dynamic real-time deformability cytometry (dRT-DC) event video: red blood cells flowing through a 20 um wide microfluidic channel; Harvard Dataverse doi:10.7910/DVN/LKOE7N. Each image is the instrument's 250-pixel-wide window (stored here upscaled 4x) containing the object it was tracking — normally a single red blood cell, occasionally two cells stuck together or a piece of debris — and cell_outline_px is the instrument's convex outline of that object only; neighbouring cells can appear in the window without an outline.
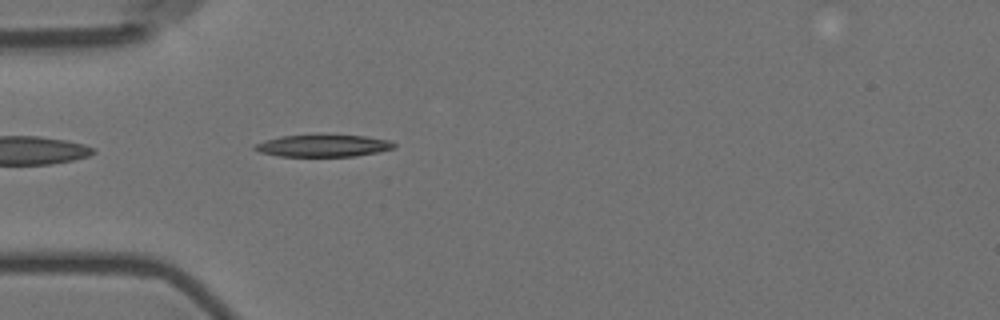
{"species": "Egyptian fruit bat (a non-hibernating species)", "species_latin": "Rousettus aegyptiacus", "temperature_condition": "room temperature", "stored_images_in_passage": 4, "camera_frame_rate_fps": 3000, "um_per_image_px": 0.085, "animal": {"sex": "female"}, "frame": {"image": 1, "passage_image": 4, "time_ms": 1.0, "image_size_px": [1000, 320], "cell_outline_px": [[396, 148], [356, 156], [280, 156], [260, 152], [252, 148], [256, 144], [264, 140], [280, 136], [320, 132], [364, 136], [392, 140], [396, 144]], "centroid_in_image_um": [27.49, 12.33], "position_along_channel_um": 57.5, "area_um2": 18.79}}